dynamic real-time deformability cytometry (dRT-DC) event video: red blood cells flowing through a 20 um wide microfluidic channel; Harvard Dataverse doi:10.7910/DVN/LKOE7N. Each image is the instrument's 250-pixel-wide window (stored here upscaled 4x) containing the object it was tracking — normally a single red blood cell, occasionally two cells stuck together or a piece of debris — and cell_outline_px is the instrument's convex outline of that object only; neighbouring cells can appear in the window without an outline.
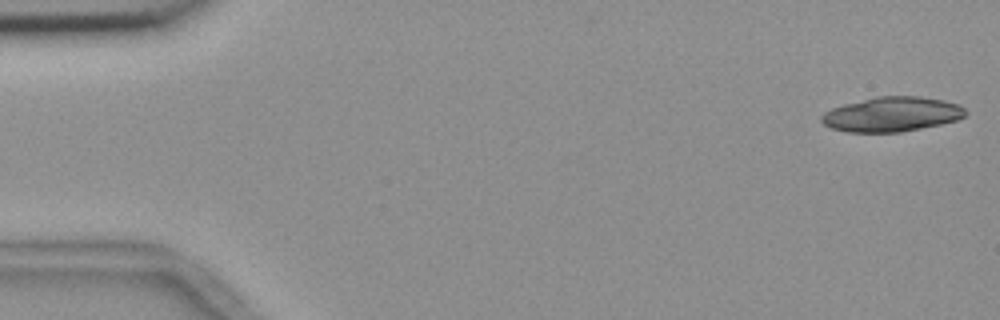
{"species": "common noctule bat (a hibernating species)", "species_latin": "Nyctalus noctula", "temperature_condition": "room temperature", "stored_images_in_passage": 11, "camera_frame_rate_fps": 3000, "um_per_image_px": 0.085, "animal": {"sex": "female", "body_mass_g": 18.4}, "frame": {"image": 1, "passage_image": 1, "time_ms": 0.0, "image_size_px": [1000, 320], "cell_outline_px": [[968, 112], [964, 116], [956, 120], [940, 124], [900, 132], [848, 132], [832, 128], [824, 124], [820, 120], [820, 116], [824, 112], [832, 108], [844, 104], [876, 96], [920, 96], [944, 100], [960, 104]], "centroid_in_image_um": [75.81, 9.7], "position_along_channel_um": 9.2, "area_um2": 29.13}}